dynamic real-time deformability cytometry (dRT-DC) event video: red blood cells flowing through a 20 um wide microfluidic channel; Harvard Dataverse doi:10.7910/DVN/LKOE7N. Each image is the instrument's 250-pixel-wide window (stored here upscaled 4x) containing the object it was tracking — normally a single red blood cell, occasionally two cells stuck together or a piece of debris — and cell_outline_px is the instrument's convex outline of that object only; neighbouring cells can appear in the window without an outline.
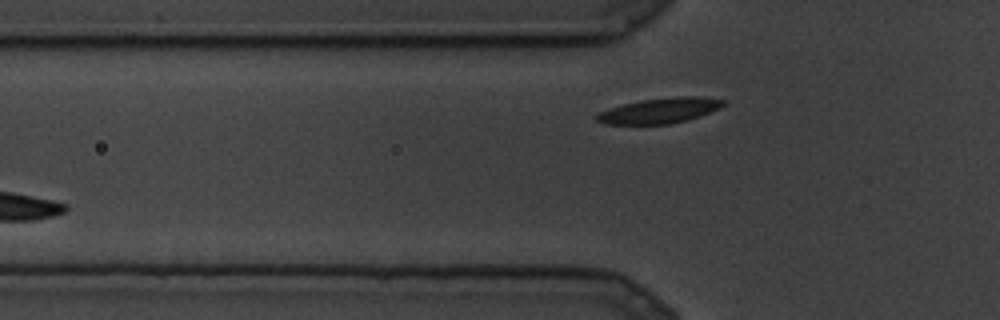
{"species": "common noctule bat (a hibernating species)", "species_latin": "Nyctalus noctula", "temperature_condition": "cold", "stored_images_in_passage": 4, "camera_frame_rate_fps": 3000, "um_per_image_px": 0.085, "animal": {"sex": "male", "body_mass_g": 19.5, "forearm_length_mm": 54.6}, "frame": {"image": 1, "passage_image": 4, "time_ms": 1.0, "image_size_px": [1000, 320], "cell_outline_px": [[724, 104], [720, 108], [688, 120], [668, 124], [604, 124], [596, 120], [596, 116], [600, 112], [624, 104], [640, 100], [680, 96], [692, 96], [724, 100]], "centroid_in_image_um": [56.07, 9.41], "position_along_channel_um": 69.7, "area_um2": 18.32}}